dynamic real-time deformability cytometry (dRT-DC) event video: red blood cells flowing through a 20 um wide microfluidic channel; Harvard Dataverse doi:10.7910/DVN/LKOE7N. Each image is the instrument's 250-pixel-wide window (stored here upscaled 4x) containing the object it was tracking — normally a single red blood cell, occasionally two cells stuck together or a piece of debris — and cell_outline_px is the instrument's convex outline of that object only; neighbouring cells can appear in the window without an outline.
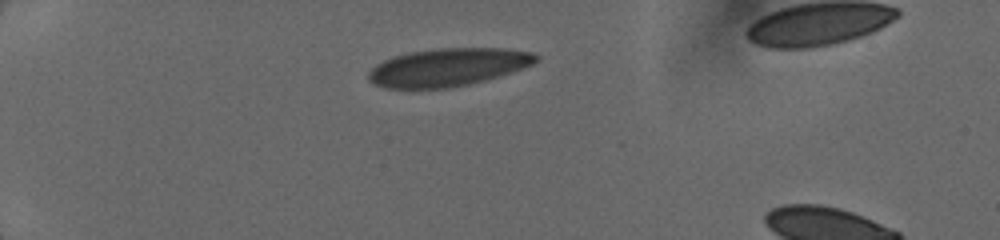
{"species": "human", "species_latin": "Homo sapiens", "temperature_condition": "cold", "stored_images_in_passage": 28, "camera_frame_rate_fps": 3000, "um_per_image_px": 0.085, "donor": {"sex": "female"}, "frame": {"image": 1, "passage_image": 1, "time_ms": 0.0, "image_size_px": [1000, 240], "cell_outline_px": [[540, 60], [532, 64], [484, 80], [468, 84], [448, 88], [384, 88], [368, 80], [368, 72], [376, 64], [384, 60], [408, 52], [436, 48], [504, 48], [532, 52], [540, 56]], "centroid_in_image_um": [38.06, 5.7], "position_along_channel_um": 46.9, "area_um2": 36.7}}
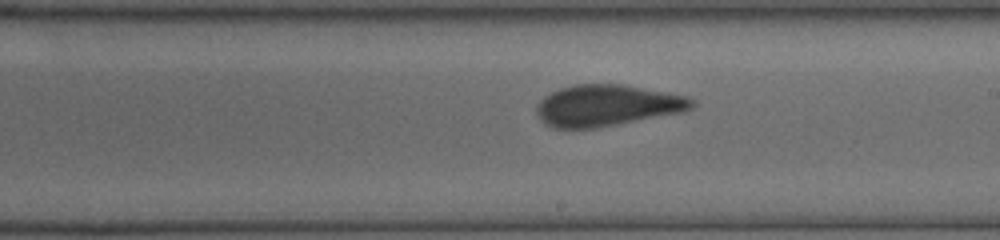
{"frame": {"image": 2, "passage_image": 13, "time_ms": 5.667, "image_size_px": [1000, 240], "cell_outline_px": [[696, 104], [692, 108], [680, 112], [592, 128], [552, 128], [540, 120], [536, 112], [536, 108], [540, 100], [544, 96], [560, 88], [576, 84], [624, 84], [688, 96]], "centroid_in_image_um": [51.56, 8.95], "position_along_channel_um": 237.4, "area_um2": 37.05}}
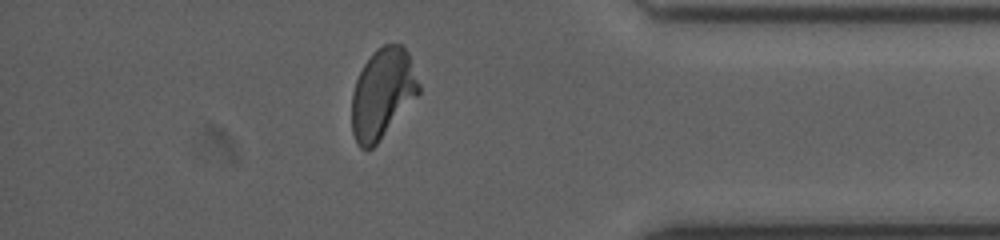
{"frame": {"image": 3, "passage_image": 24, "time_ms": 10.0, "image_size_px": [1000, 240], "cell_outline_px": [[420, 92], [380, 140], [372, 148], [360, 148], [356, 144], [352, 132], [352, 92], [356, 80], [364, 64], [372, 52], [376, 48], [384, 44], [400, 44], [408, 52], [420, 84]], "centroid_in_image_um": [32.5, 7.93], "position_along_channel_um": 402.7, "area_um2": 35.03}}